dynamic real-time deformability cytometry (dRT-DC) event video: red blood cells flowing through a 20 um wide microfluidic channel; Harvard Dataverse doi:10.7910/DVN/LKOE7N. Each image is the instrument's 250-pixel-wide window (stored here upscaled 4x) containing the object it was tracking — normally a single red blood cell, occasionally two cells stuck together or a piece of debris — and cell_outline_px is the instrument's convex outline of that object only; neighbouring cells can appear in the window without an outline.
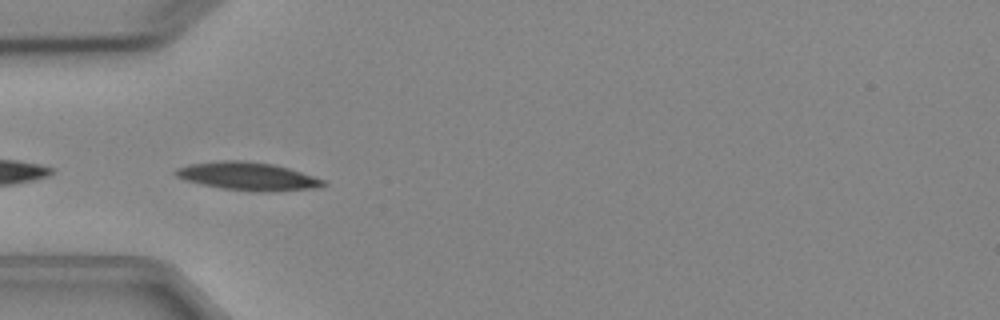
{"species": "Egyptian fruit bat (a non-hibernating species)", "species_latin": "Rousettus aegyptiacus", "temperature_condition": "cold", "stored_images_in_passage": 8, "camera_frame_rate_fps": 3000, "um_per_image_px": 0.085, "animal": {"sex": "female"}, "frame": {"image": 1, "passage_image": 5, "time_ms": 4.667, "image_size_px": [1000, 320], "cell_outline_px": [[328, 184], [320, 188], [268, 192], [256, 192], [224, 188], [184, 180], [176, 176], [176, 168], [188, 164], [224, 160], [244, 160], [272, 164], [288, 168], [324, 180]], "centroid_in_image_um": [21.1, 14.99], "position_along_channel_um": 63.9, "area_um2": 24.04}}
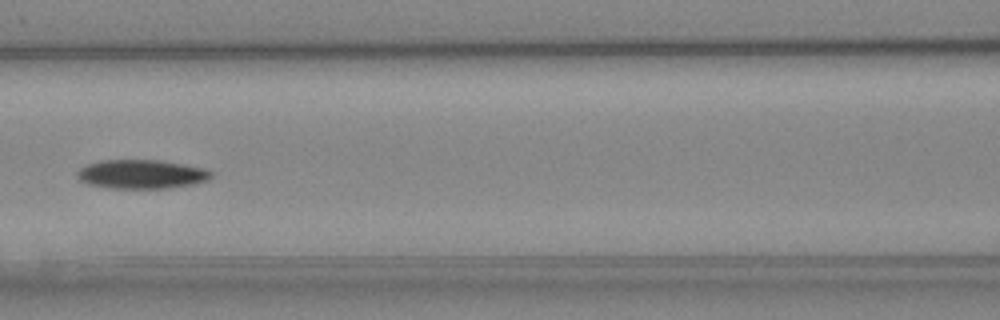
{"frame": {"image": 2, "passage_image": 7, "time_ms": 7.0, "image_size_px": [1000, 320], "cell_outline_px": [[212, 176], [208, 180], [192, 184], [168, 188], [112, 188], [88, 184], [80, 180], [76, 176], [76, 172], [80, 168], [88, 164], [100, 160], [160, 160], [204, 168], [212, 172]], "centroid_in_image_um": [12.01, 14.8], "position_along_channel_um": 154.6, "area_um2": 22.54}}